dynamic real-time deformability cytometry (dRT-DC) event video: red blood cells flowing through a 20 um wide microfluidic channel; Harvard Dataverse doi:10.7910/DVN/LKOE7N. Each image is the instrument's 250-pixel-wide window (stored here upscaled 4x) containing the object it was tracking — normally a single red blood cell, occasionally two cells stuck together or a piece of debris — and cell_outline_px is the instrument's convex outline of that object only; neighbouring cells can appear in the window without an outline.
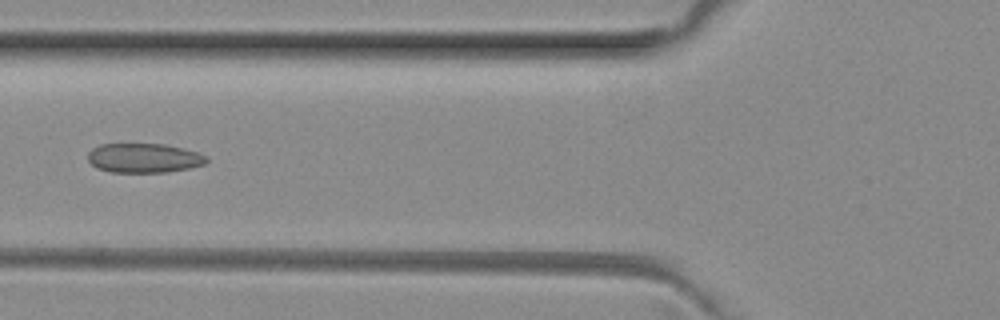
{"species": "common noctule bat (a hibernating species)", "species_latin": "Nyctalus noctula", "temperature_condition": "room temperature", "stored_images_in_passage": 6, "camera_frame_rate_fps": 3000, "um_per_image_px": 0.085, "animal": {"sex": "female", "body_mass_g": 29.2, "forearm_length_mm": 56.3}, "frame": {"image": 1, "passage_image": 6, "time_ms": 1.667, "image_size_px": [1000, 320], "cell_outline_px": [[208, 160], [204, 164], [188, 168], [164, 172], [112, 172], [96, 168], [88, 160], [88, 152], [92, 148], [100, 144], [164, 144], [196, 152], [208, 156]], "centroid_in_image_um": [12.2, 13.43], "position_along_channel_um": 113.6, "area_um2": 20.17}}